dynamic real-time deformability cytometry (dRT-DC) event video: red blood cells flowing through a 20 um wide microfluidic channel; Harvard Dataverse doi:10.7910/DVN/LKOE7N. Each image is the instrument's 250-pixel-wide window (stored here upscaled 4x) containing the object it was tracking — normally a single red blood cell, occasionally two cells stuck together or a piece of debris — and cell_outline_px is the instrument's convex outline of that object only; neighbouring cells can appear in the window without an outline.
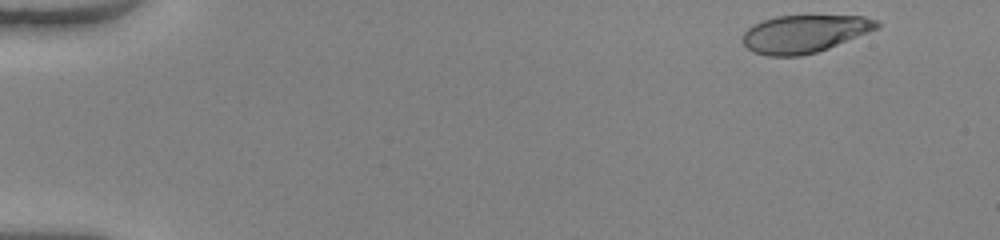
{"species": "human", "species_latin": "Homo sapiens", "temperature_condition": "warm", "stored_images_in_passage": 49, "camera_frame_rate_fps": 3000, "um_per_image_px": 0.085, "donor": {"sex": "female"}, "frame": {"image": 1, "passage_image": 2, "time_ms": 0.333, "image_size_px": [1000, 240], "cell_outline_px": [[880, 28], [828, 48], [816, 52], [800, 56], [768, 56], [752, 52], [740, 40], [744, 32], [752, 24], [776, 16], [864, 16], [880, 20]], "centroid_in_image_um": [68.37, 2.87], "position_along_channel_um": 16.6, "area_um2": 29.65}}
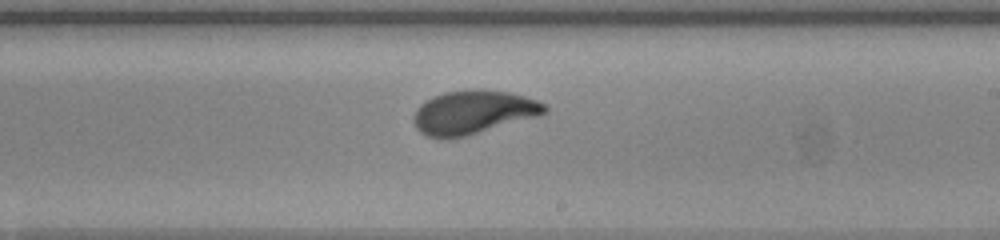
{"frame": {"image": 2, "passage_image": 29, "time_ms": 9.333, "image_size_px": [1000, 240], "cell_outline_px": [[548, 112], [540, 116], [464, 136], [448, 140], [428, 136], [420, 132], [416, 128], [412, 120], [412, 116], [416, 108], [424, 100], [432, 96], [444, 92], [512, 92], [536, 100], [544, 104], [548, 108]], "centroid_in_image_um": [40.19, 9.59], "position_along_channel_um": 248.8, "area_um2": 32.89}}
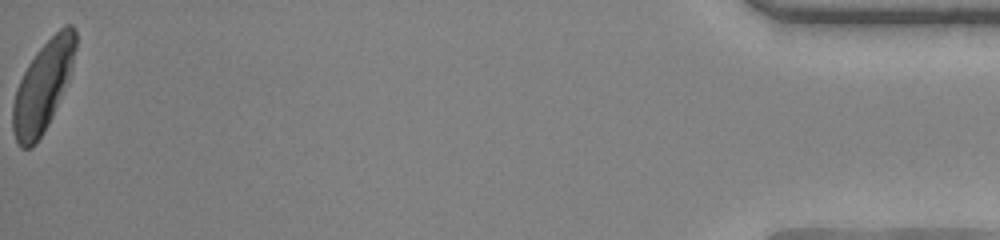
{"frame": {"image": 3, "passage_image": 49, "time_ms": 16.0, "image_size_px": [1000, 240], "cell_outline_px": [[76, 48], [72, 68], [68, 80], [52, 116], [44, 132], [36, 144], [32, 148], [20, 148], [16, 144], [12, 132], [12, 104], [16, 88], [28, 64], [36, 52], [64, 24], [72, 24], [76, 28]], "centroid_in_image_um": [3.63, 7.38], "position_along_channel_um": 431.6, "area_um2": 33.0}, "authors_computed_cell_mechanics": {"area_um2": 31.9634, "velocity_mm_per_s": 4.0867, "shape_relaxation_time_tau1_ms": 2.8596, "shape_relaxation_time_tau2_ms": null, "deformation_change_tau1": 0.1528, "deformation_change_tau2": null}}